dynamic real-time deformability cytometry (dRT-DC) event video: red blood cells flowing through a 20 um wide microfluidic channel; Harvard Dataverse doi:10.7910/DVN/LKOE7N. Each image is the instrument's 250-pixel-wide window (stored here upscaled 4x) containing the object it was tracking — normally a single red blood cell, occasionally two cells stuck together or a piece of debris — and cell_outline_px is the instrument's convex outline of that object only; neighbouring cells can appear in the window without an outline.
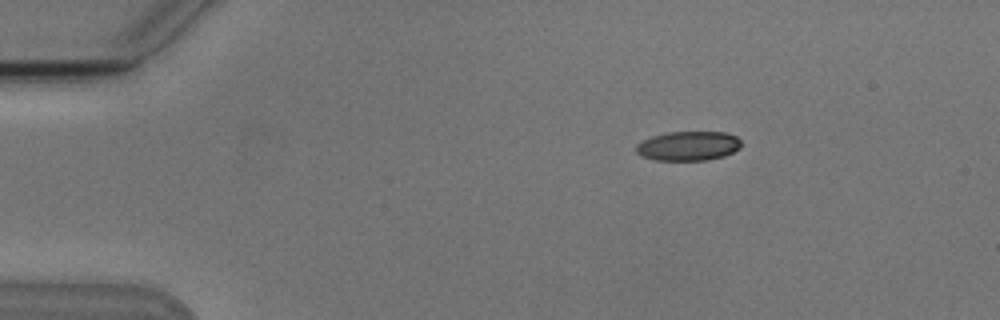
{"species": "Egyptian fruit bat (a non-hibernating species)", "species_latin": "Rousettus aegyptiacus", "temperature_condition": "cold", "stored_images_in_passage": 4, "camera_frame_rate_fps": 3000, "um_per_image_px": 0.085, "animal": {"sex": "male"}, "frame": {"image": 1, "passage_image": 2, "time_ms": 1.333, "image_size_px": [1000, 320], "cell_outline_px": [[740, 148], [724, 156], [708, 160], [656, 160], [644, 156], [636, 152], [636, 144], [652, 136], [668, 132], [724, 132], [736, 136], [740, 140]], "centroid_in_image_um": [58.52, 12.4], "position_along_channel_um": 26.5, "area_um2": 17.86}}